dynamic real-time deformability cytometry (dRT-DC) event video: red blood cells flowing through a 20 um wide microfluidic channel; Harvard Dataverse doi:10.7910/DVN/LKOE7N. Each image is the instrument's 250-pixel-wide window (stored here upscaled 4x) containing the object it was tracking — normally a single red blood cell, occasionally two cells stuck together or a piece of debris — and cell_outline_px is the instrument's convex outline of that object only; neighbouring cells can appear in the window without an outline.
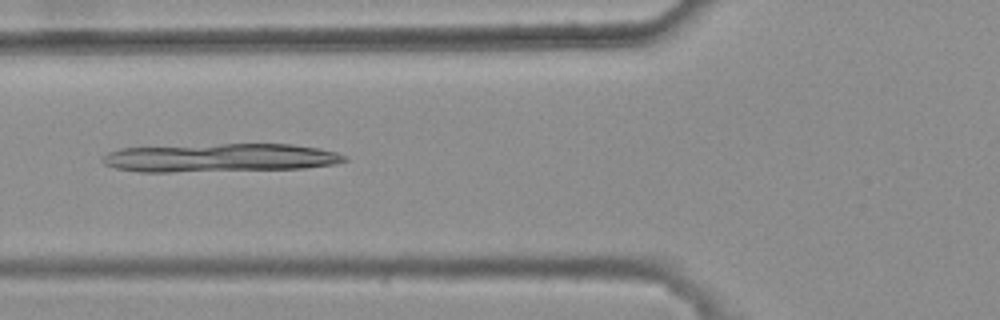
{"species": "common noctule bat (a hibernating species)", "species_latin": "Nyctalus noctula", "temperature_condition": "warm", "stored_images_in_passage": 4, "camera_frame_rate_fps": 3000, "um_per_image_px": 0.085, "animal": {"sex": "female", "body_mass_g": 25.1}, "frame": {"image": 1, "passage_image": 4, "time_ms": 1.0, "image_size_px": [1000, 320], "cell_outline_px": [[348, 160], [336, 164], [304, 168], [172, 172], [140, 172], [116, 168], [104, 164], [100, 160], [108, 152], [120, 148], [220, 144], [292, 144], [320, 148], [336, 152], [348, 156]], "centroid_in_image_um": [18.73, 13.41], "position_along_channel_um": 107.1, "area_um2": 40.23}}